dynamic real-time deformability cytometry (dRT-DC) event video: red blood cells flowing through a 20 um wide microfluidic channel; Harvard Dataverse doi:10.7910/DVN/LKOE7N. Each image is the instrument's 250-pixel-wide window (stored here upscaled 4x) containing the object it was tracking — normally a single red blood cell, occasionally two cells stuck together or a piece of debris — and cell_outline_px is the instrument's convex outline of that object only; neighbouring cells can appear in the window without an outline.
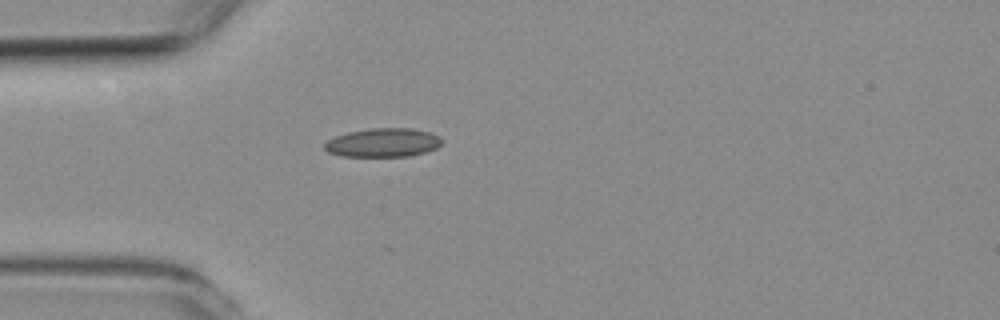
{"species": "common noctule bat (a hibernating species)", "species_latin": "Nyctalus noctula", "temperature_condition": "room temperature", "stored_images_in_passage": 3, "camera_frame_rate_fps": 3000, "um_per_image_px": 0.085, "animal": {"sex": "female", "body_mass_g": 19.3, "forearm_length_mm": 54.1}, "frame": {"image": 1, "passage_image": 3, "time_ms": 2.333, "image_size_px": [1000, 320], "cell_outline_px": [[440, 144], [436, 148], [424, 152], [408, 156], [340, 156], [328, 152], [324, 148], [324, 144], [328, 140], [336, 136], [348, 132], [372, 128], [412, 128], [428, 132], [440, 136]], "centroid_in_image_um": [32.53, 12.12], "position_along_channel_um": 52.5, "area_um2": 19.48}}